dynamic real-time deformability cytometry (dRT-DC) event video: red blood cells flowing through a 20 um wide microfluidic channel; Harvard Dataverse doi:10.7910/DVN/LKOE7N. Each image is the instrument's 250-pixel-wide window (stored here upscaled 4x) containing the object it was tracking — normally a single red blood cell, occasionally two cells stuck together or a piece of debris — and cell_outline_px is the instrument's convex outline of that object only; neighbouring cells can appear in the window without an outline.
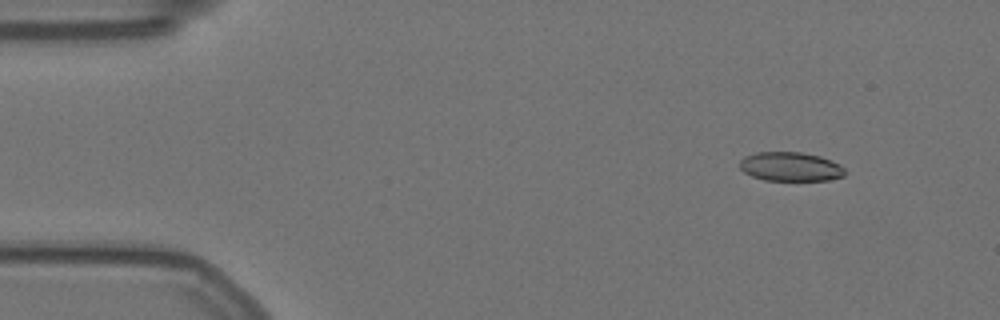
{"species": "Egyptian fruit bat (a non-hibernating species)", "species_latin": "Rousettus aegyptiacus", "temperature_condition": "warm", "stored_images_in_passage": 52, "camera_frame_rate_fps": 3000, "um_per_image_px": 0.085, "animal": {"sex": "female"}, "frame": {"image": 1, "passage_image": 1, "time_ms": 0.0, "image_size_px": [1000, 320], "cell_outline_px": [[844, 176], [828, 180], [764, 180], [752, 176], [744, 172], [740, 168], [740, 160], [744, 156], [756, 152], [800, 152], [820, 156], [840, 164], [844, 168]], "centroid_in_image_um": [67.17, 14.16], "position_along_channel_um": 17.8, "area_um2": 17.8}}
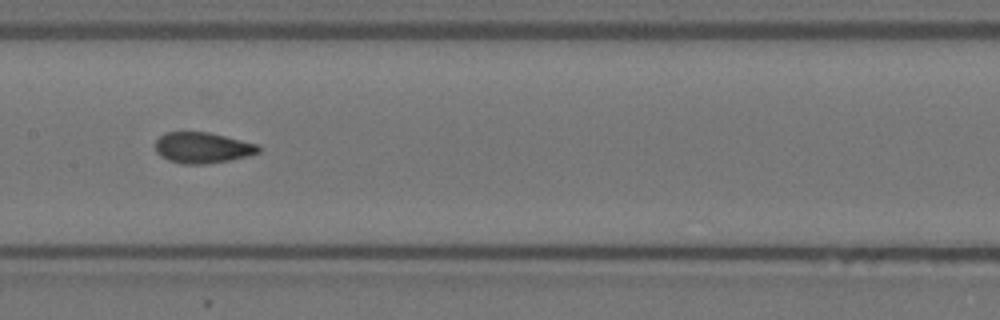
{"frame": {"image": 2, "passage_image": 23, "time_ms": 7.333, "image_size_px": [1000, 320], "cell_outline_px": [[260, 152], [248, 156], [228, 160], [204, 164], [180, 164], [168, 160], [160, 156], [156, 152], [156, 140], [164, 132], [208, 132], [256, 144], [260, 148]], "centroid_in_image_um": [17.17, 12.56], "position_along_channel_um": 190.2, "area_um2": 18.44}}
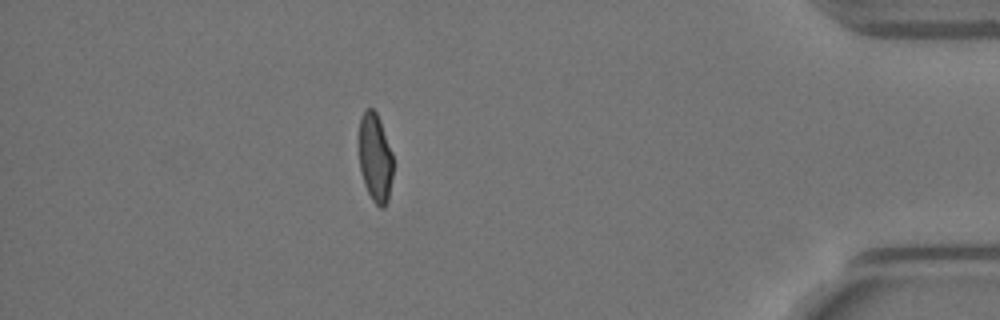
{"frame": {"image": 3, "passage_image": 45, "time_ms": 14.667, "image_size_px": [1000, 320], "cell_outline_px": [[392, 176], [388, 200], [384, 208], [380, 208], [372, 200], [364, 184], [360, 172], [360, 116], [364, 108], [372, 108], [376, 112], [380, 120], [392, 152]], "centroid_in_image_um": [31.89, 13.41], "position_along_channel_um": 403.3, "area_um2": 17.57}, "authors_computed_cell_mechanics": {"area_um2": 18.9006, "velocity_mm_per_s": 3.5503, "shape_relaxation_time_tau1_ms": 7.1941, "shape_relaxation_time_tau2_ms": 0.8752, "deformation_change_tau1": 0.1745, "deformation_change_tau2": 0.0486}}